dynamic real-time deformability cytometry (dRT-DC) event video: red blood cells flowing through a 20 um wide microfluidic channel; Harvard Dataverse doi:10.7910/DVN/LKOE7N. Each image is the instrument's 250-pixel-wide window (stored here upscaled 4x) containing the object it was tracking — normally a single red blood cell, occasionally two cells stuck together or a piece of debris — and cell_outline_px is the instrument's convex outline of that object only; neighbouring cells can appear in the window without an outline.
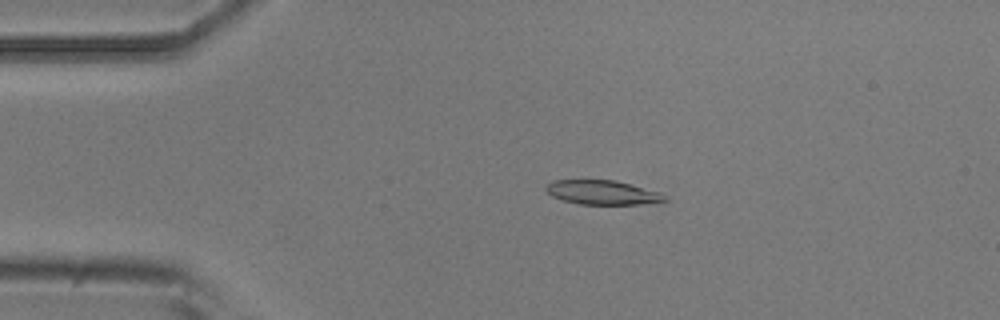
{"species": "common noctule bat (a hibernating species)", "species_latin": "Nyctalus noctula", "temperature_condition": "room temperature", "stored_images_in_passage": 54, "camera_frame_rate_fps": 3000, "um_per_image_px": 0.085, "animal": {"sex": "male", "body_mass_g": 20.5, "forearm_length_mm": 52.5}, "frame": {"image": 1, "passage_image": 11, "time_ms": 3.333, "image_size_px": [1000, 320], "cell_outline_px": [[668, 200], [640, 204], [580, 204], [560, 200], [552, 196], [544, 188], [544, 184], [552, 180], [616, 180], [660, 192], [668, 196]], "centroid_in_image_um": [51.17, 16.35], "position_along_channel_um": 33.8, "area_um2": 16.94}}
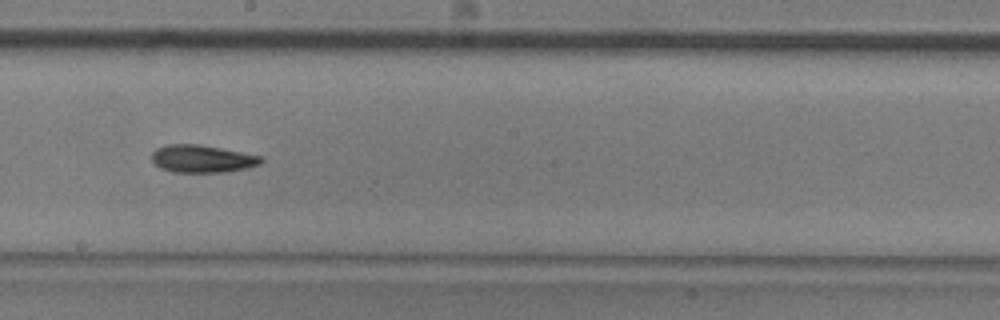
{"frame": {"image": 2, "passage_image": 30, "time_ms": 9.667, "image_size_px": [1000, 320], "cell_outline_px": [[264, 160], [260, 164], [248, 168], [220, 172], [172, 172], [160, 168], [152, 160], [152, 152], [156, 148], [168, 144], [200, 144], [264, 156]], "centroid_in_image_um": [17.21, 13.49], "position_along_channel_um": 231.0, "area_um2": 17.69}}
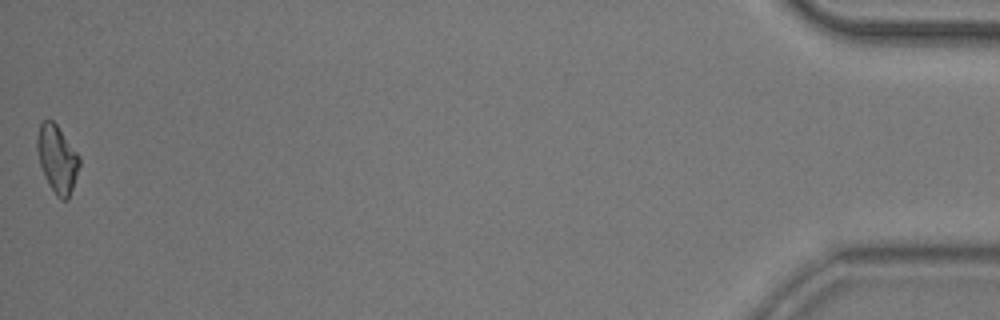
{"frame": {"image": 3, "passage_image": 54, "time_ms": 17.667, "image_size_px": [1000, 320], "cell_outline_px": [[80, 164], [68, 200], [60, 200], [56, 196], [48, 184], [40, 164], [36, 148], [36, 140], [40, 124], [44, 120], [52, 120], [56, 124], [80, 156]], "centroid_in_image_um": [4.86, 13.52], "position_along_channel_um": 430.3, "area_um2": 16.53}, "authors_computed_cell_mechanics": {"area_um2": 17.2244, "velocity_mm_per_s": 3.7161, "shape_relaxation_time_tau1_ms": 5.036, "shape_relaxation_time_tau2_ms": null, "deformation_change_tau1": 0.1442, "deformation_change_tau2": null}}